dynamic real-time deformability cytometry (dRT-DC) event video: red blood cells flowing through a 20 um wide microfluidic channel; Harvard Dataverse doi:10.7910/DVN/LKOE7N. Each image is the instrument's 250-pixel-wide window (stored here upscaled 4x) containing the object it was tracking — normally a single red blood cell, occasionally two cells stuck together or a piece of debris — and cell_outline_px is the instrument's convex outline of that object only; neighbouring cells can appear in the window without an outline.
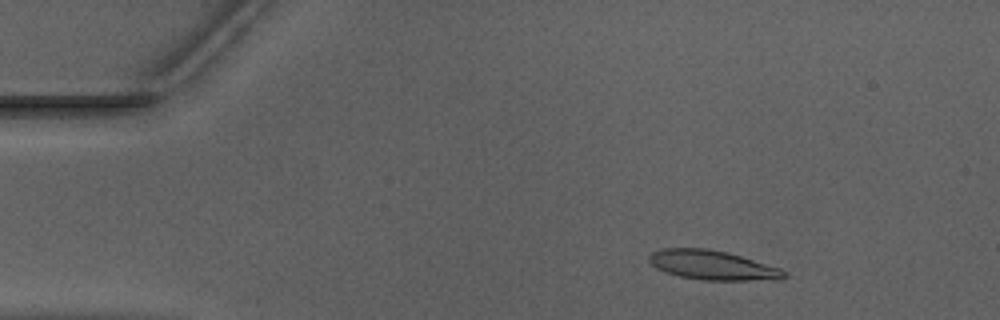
{"species": "Egyptian fruit bat (a non-hibernating species)", "species_latin": "Rousettus aegyptiacus", "temperature_condition": "warm", "stored_images_in_passage": 51, "camera_frame_rate_fps": 3000, "um_per_image_px": 0.085, "animal": {"sex": "male"}, "frame": {"image": 1, "passage_image": 7, "time_ms": 2.0, "image_size_px": [1000, 320], "cell_outline_px": [[788, 276], [776, 280], [704, 280], [680, 276], [656, 268], [648, 260], [648, 256], [652, 252], [660, 248], [704, 248], [728, 252], [780, 268], [788, 272]], "centroid_in_image_um": [60.58, 22.53], "position_along_channel_um": 24.4, "area_um2": 23.12}}
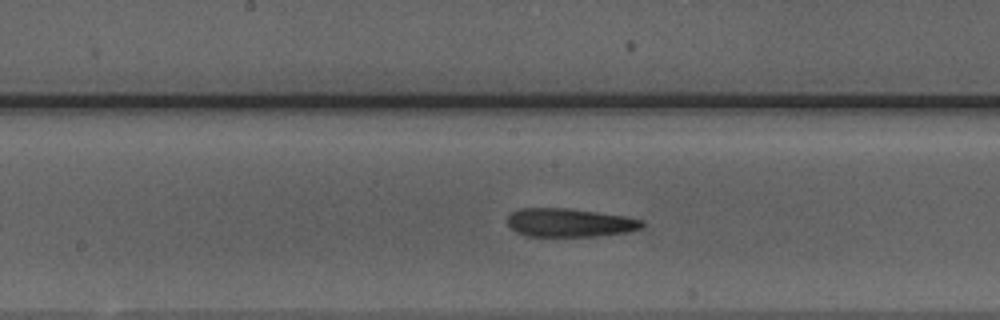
{"frame": {"image": 2, "passage_image": 26, "time_ms": 8.333, "image_size_px": [1000, 320], "cell_outline_px": [[644, 224], [640, 228], [628, 232], [596, 236], [528, 236], [516, 232], [508, 224], [508, 216], [512, 212], [520, 208], [568, 208], [624, 216], [644, 220]], "centroid_in_image_um": [48.41, 18.92], "position_along_channel_um": 199.8, "area_um2": 22.25}}
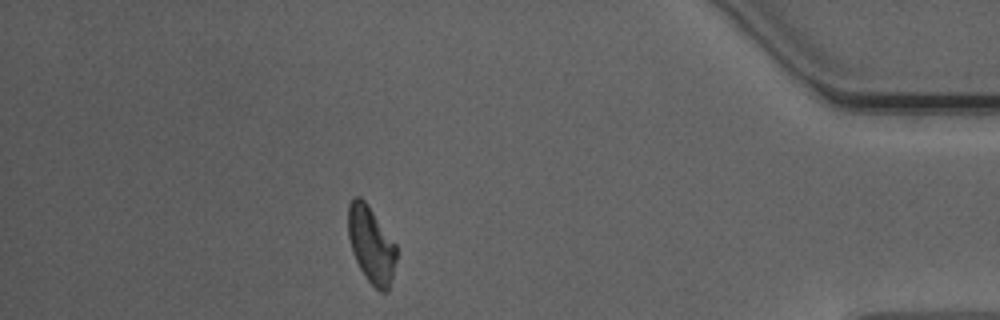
{"frame": {"image": 3, "passage_image": 45, "time_ms": 14.667, "image_size_px": [1000, 320], "cell_outline_px": [[396, 260], [388, 292], [380, 292], [368, 280], [360, 268], [352, 252], [348, 236], [348, 204], [356, 196], [360, 196], [368, 204], [396, 244]], "centroid_in_image_um": [31.54, 20.78], "position_along_channel_um": 403.7, "area_um2": 21.44}, "authors_computed_cell_mechanics": {"area_um2": 22.253, "velocity_mm_per_s": 3.9556, "shape_relaxation_time_tau1_ms": null, "shape_relaxation_time_tau2_ms": 1.817, "deformation_change_tau1": null, "deformation_change_tau2": 0.1154}}